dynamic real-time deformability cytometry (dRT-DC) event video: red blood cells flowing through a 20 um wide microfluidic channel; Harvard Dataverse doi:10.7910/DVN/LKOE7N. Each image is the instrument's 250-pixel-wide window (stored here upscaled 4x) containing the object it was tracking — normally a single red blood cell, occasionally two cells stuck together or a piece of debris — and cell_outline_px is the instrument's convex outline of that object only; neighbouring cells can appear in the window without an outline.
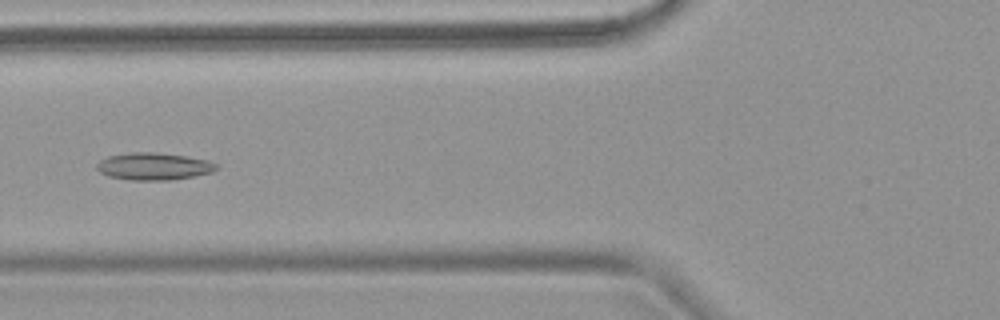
{"species": "common noctule bat (a hibernating species)", "species_latin": "Nyctalus noctula", "temperature_condition": "warm", "stored_images_in_passage": 6, "camera_frame_rate_fps": 3000, "um_per_image_px": 0.085, "animal": {"sex": "female", "body_mass_g": 18.4}, "frame": {"image": 1, "passage_image": 6, "time_ms": 6.667, "image_size_px": [1000, 320], "cell_outline_px": [[216, 168], [212, 172], [172, 180], [128, 180], [108, 176], [100, 172], [96, 168], [96, 164], [100, 160], [108, 156], [128, 152], [156, 152], [188, 156], [208, 160], [216, 164]], "centroid_in_image_um": [13.03, 14.13], "position_along_channel_um": 112.8, "area_um2": 19.07}}